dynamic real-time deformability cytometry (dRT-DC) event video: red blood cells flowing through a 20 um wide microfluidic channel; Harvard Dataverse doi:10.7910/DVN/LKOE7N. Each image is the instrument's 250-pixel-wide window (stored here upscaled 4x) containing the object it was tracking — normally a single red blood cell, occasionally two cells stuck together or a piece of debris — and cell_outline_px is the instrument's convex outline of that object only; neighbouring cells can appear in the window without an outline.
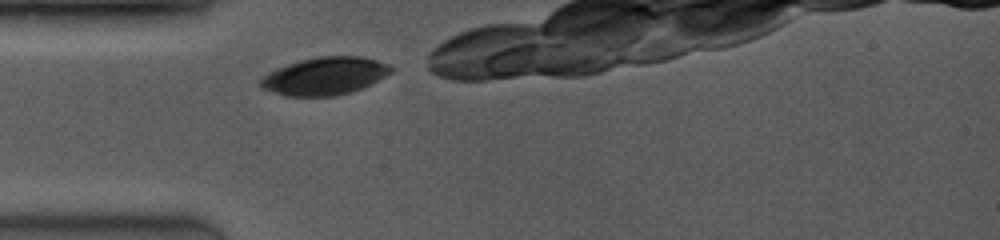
{"species": "common noctule bat (a hibernating species)", "species_latin": "Nyctalus noctula", "temperature_condition": "room temperature", "stored_images_in_passage": 4, "camera_frame_rate_fps": 3500, "um_per_image_px": 0.085, "animal": {"sex": "female", "body_mass_g": 19.0, "forearm_length_mm": 53.3}, "frame": {"image": 1, "passage_image": 1, "time_ms": 0.0, "image_size_px": [1000, 240], "cell_outline_px": [[396, 68], [392, 72], [352, 92], [336, 96], [288, 96], [260, 88], [260, 80], [268, 72], [276, 68], [300, 60], [316, 56], [360, 56], [376, 60], [388, 64]], "centroid_in_image_um": [27.59, 6.45], "position_along_channel_um": 57.4, "area_um2": 28.55}}
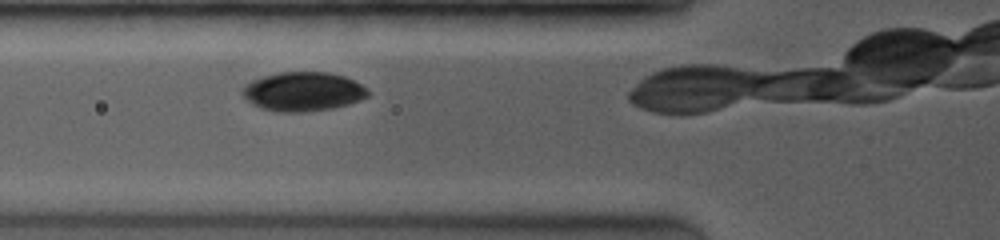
{"frame": {"image": 2, "passage_image": 3, "time_ms": 1.143, "image_size_px": [1000, 240], "cell_outline_px": [[368, 96], [360, 100], [348, 104], [332, 108], [304, 112], [276, 112], [260, 108], [252, 104], [240, 92], [244, 84], [252, 80], [264, 76], [280, 72], [328, 72], [344, 76], [360, 84], [368, 92]], "centroid_in_image_um": [25.71, 7.79], "position_along_channel_um": 100.1, "area_um2": 28.55}}